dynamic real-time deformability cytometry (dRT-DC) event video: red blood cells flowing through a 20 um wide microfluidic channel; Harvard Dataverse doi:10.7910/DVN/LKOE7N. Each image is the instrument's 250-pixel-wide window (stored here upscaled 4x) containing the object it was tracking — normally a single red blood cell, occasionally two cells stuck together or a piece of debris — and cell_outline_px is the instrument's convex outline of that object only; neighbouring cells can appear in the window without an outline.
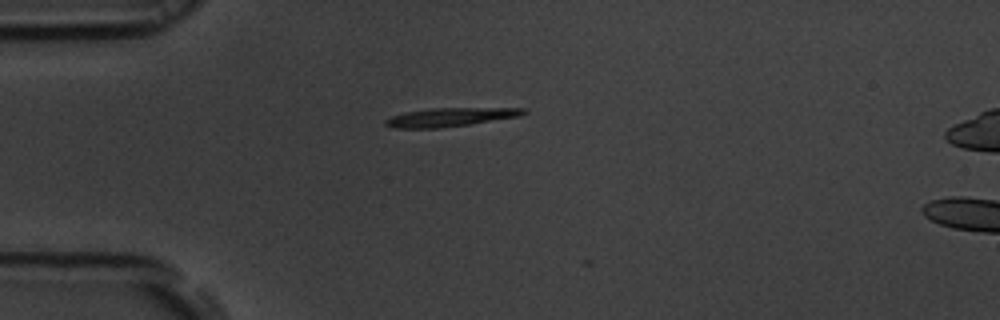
{"species": "common noctule bat (a hibernating species)", "species_latin": "Nyctalus noctula", "temperature_condition": "room temperature", "stored_images_in_passage": 2, "camera_frame_rate_fps": 3000, "um_per_image_px": 0.085, "animal": {"sex": "male", "body_mass_g": 19.5, "forearm_length_mm": 54.6}, "frame": {"image": 1, "passage_image": 1, "time_ms": 0.0, "image_size_px": [1000, 320], "cell_outline_px": [[528, 112], [520, 116], [468, 124], [440, 128], [396, 128], [384, 124], [384, 120], [392, 116], [404, 112], [432, 108], [528, 108]], "centroid_in_image_um": [38.28, 9.95], "position_along_channel_um": 46.7, "area_um2": 14.91}}